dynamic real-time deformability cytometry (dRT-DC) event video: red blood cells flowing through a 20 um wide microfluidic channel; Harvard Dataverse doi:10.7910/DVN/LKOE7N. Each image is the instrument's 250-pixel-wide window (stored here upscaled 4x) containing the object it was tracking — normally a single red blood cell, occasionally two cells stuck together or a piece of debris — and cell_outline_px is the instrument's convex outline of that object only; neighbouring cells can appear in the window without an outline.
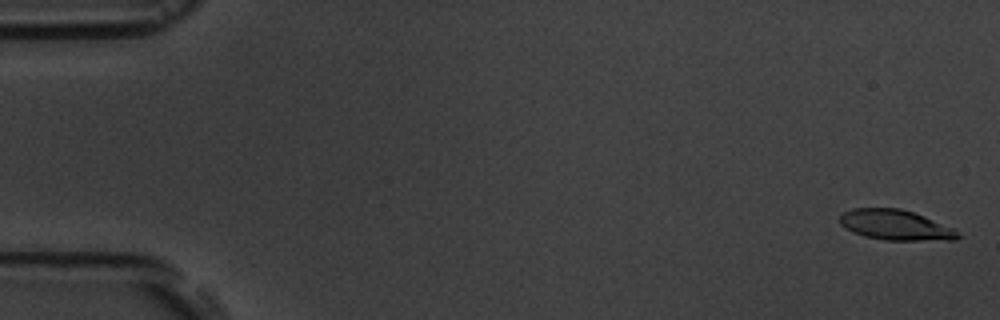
{"species": "common noctule bat (a hibernating species)", "species_latin": "Nyctalus noctula", "temperature_condition": "room temperature", "stored_images_in_passage": 6, "camera_frame_rate_fps": 3000, "um_per_image_px": 0.085, "animal": {"sex": "male", "body_mass_g": 19.5, "forearm_length_mm": 54.6}, "frame": {"image": 1, "passage_image": 1, "time_ms": 0.0, "image_size_px": [1000, 320], "cell_outline_px": [[960, 236], [956, 240], [884, 240], [864, 236], [852, 232], [840, 224], [840, 216], [844, 212], [852, 208], [900, 208], [924, 216], [952, 228]], "centroid_in_image_um": [76.08, 19.13], "position_along_channel_um": 8.9, "area_um2": 20.63}}